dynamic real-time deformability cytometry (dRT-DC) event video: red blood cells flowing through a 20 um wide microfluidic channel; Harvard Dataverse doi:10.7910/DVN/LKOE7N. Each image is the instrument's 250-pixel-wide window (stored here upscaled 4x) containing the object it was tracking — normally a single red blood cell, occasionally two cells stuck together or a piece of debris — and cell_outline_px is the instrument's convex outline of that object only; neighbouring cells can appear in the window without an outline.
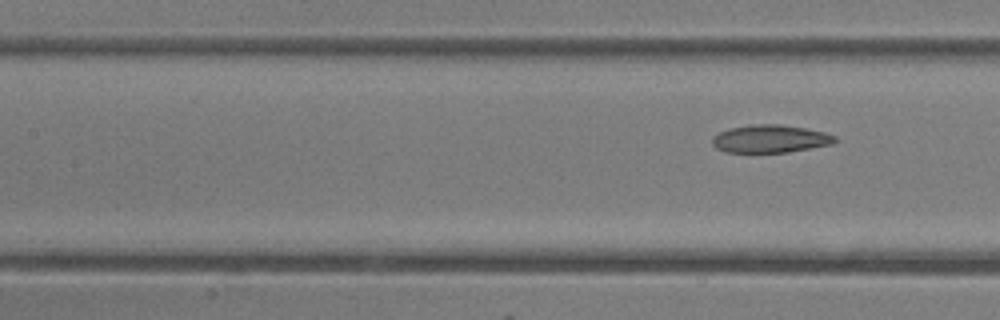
{"species": "common noctule bat (a hibernating species)", "species_latin": "Nyctalus noctula", "temperature_condition": "room temperature", "stored_images_in_passage": 4, "segment_of_instrument_passage": [2, 2], "camera_frame_rate_fps": 3000, "um_per_image_px": 0.085, "animal": {"sex": "female"}, "frame": {"image": 1, "passage_image": 4, "time_ms": 3.667, "image_size_px": [1000, 320], "cell_outline_px": [[836, 140], [832, 144], [788, 152], [724, 152], [716, 148], [712, 144], [712, 136], [728, 128], [752, 124], [780, 124], [804, 128], [824, 132], [836, 136]], "centroid_in_image_um": [65.43, 11.79], "position_along_channel_um": 142.0, "area_um2": 19.88}}